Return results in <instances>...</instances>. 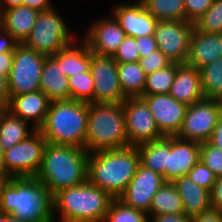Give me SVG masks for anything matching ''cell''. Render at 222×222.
Returning a JSON list of instances; mask_svg holds the SVG:
<instances>
[{
  "label": "cell",
  "instance_id": "1",
  "mask_svg": "<svg viewBox=\"0 0 222 222\" xmlns=\"http://www.w3.org/2000/svg\"><path fill=\"white\" fill-rule=\"evenodd\" d=\"M0 212L26 222H55L53 195L36 177L3 181L0 186Z\"/></svg>",
  "mask_w": 222,
  "mask_h": 222
},
{
  "label": "cell",
  "instance_id": "2",
  "mask_svg": "<svg viewBox=\"0 0 222 222\" xmlns=\"http://www.w3.org/2000/svg\"><path fill=\"white\" fill-rule=\"evenodd\" d=\"M140 164L137 146L89 153L87 180L112 198L124 192Z\"/></svg>",
  "mask_w": 222,
  "mask_h": 222
},
{
  "label": "cell",
  "instance_id": "3",
  "mask_svg": "<svg viewBox=\"0 0 222 222\" xmlns=\"http://www.w3.org/2000/svg\"><path fill=\"white\" fill-rule=\"evenodd\" d=\"M89 153L84 148L48 143L36 178L51 192L87 181Z\"/></svg>",
  "mask_w": 222,
  "mask_h": 222
},
{
  "label": "cell",
  "instance_id": "4",
  "mask_svg": "<svg viewBox=\"0 0 222 222\" xmlns=\"http://www.w3.org/2000/svg\"><path fill=\"white\" fill-rule=\"evenodd\" d=\"M112 198L88 180L53 195L54 220L58 222H104ZM57 218V219H56Z\"/></svg>",
  "mask_w": 222,
  "mask_h": 222
},
{
  "label": "cell",
  "instance_id": "5",
  "mask_svg": "<svg viewBox=\"0 0 222 222\" xmlns=\"http://www.w3.org/2000/svg\"><path fill=\"white\" fill-rule=\"evenodd\" d=\"M88 110V102L72 99L52 101L38 131L48 143L84 148Z\"/></svg>",
  "mask_w": 222,
  "mask_h": 222
},
{
  "label": "cell",
  "instance_id": "6",
  "mask_svg": "<svg viewBox=\"0 0 222 222\" xmlns=\"http://www.w3.org/2000/svg\"><path fill=\"white\" fill-rule=\"evenodd\" d=\"M122 103H89L84 149L88 152L128 147Z\"/></svg>",
  "mask_w": 222,
  "mask_h": 222
},
{
  "label": "cell",
  "instance_id": "7",
  "mask_svg": "<svg viewBox=\"0 0 222 222\" xmlns=\"http://www.w3.org/2000/svg\"><path fill=\"white\" fill-rule=\"evenodd\" d=\"M72 34L73 31L69 30L64 18L53 7L38 14L33 29L23 44L36 52L52 56L78 40Z\"/></svg>",
  "mask_w": 222,
  "mask_h": 222
},
{
  "label": "cell",
  "instance_id": "8",
  "mask_svg": "<svg viewBox=\"0 0 222 222\" xmlns=\"http://www.w3.org/2000/svg\"><path fill=\"white\" fill-rule=\"evenodd\" d=\"M46 55L19 43L13 53L12 67L7 76L10 98L40 90L41 71Z\"/></svg>",
  "mask_w": 222,
  "mask_h": 222
},
{
  "label": "cell",
  "instance_id": "9",
  "mask_svg": "<svg viewBox=\"0 0 222 222\" xmlns=\"http://www.w3.org/2000/svg\"><path fill=\"white\" fill-rule=\"evenodd\" d=\"M46 139L36 130L27 139L4 151V169L9 178L36 177L42 164Z\"/></svg>",
  "mask_w": 222,
  "mask_h": 222
},
{
  "label": "cell",
  "instance_id": "10",
  "mask_svg": "<svg viewBox=\"0 0 222 222\" xmlns=\"http://www.w3.org/2000/svg\"><path fill=\"white\" fill-rule=\"evenodd\" d=\"M221 115L218 100L204 98L193 103L187 106L177 137L198 143L208 142Z\"/></svg>",
  "mask_w": 222,
  "mask_h": 222
},
{
  "label": "cell",
  "instance_id": "11",
  "mask_svg": "<svg viewBox=\"0 0 222 222\" xmlns=\"http://www.w3.org/2000/svg\"><path fill=\"white\" fill-rule=\"evenodd\" d=\"M122 104L129 146H138L164 137L141 97H127Z\"/></svg>",
  "mask_w": 222,
  "mask_h": 222
},
{
  "label": "cell",
  "instance_id": "12",
  "mask_svg": "<svg viewBox=\"0 0 222 222\" xmlns=\"http://www.w3.org/2000/svg\"><path fill=\"white\" fill-rule=\"evenodd\" d=\"M90 72L94 80L93 103H122L127 98L121 90L118 63L112 56L91 52Z\"/></svg>",
  "mask_w": 222,
  "mask_h": 222
},
{
  "label": "cell",
  "instance_id": "13",
  "mask_svg": "<svg viewBox=\"0 0 222 222\" xmlns=\"http://www.w3.org/2000/svg\"><path fill=\"white\" fill-rule=\"evenodd\" d=\"M194 23L186 20L159 21L155 40L158 49L172 62L185 64Z\"/></svg>",
  "mask_w": 222,
  "mask_h": 222
},
{
  "label": "cell",
  "instance_id": "14",
  "mask_svg": "<svg viewBox=\"0 0 222 222\" xmlns=\"http://www.w3.org/2000/svg\"><path fill=\"white\" fill-rule=\"evenodd\" d=\"M165 182L162 175L139 164L135 175L118 200L128 207L148 214L153 196Z\"/></svg>",
  "mask_w": 222,
  "mask_h": 222
},
{
  "label": "cell",
  "instance_id": "15",
  "mask_svg": "<svg viewBox=\"0 0 222 222\" xmlns=\"http://www.w3.org/2000/svg\"><path fill=\"white\" fill-rule=\"evenodd\" d=\"M87 29L81 39L88 45L92 53L101 56H113L123 39L127 37L111 14L95 20L94 23L91 22Z\"/></svg>",
  "mask_w": 222,
  "mask_h": 222
},
{
  "label": "cell",
  "instance_id": "16",
  "mask_svg": "<svg viewBox=\"0 0 222 222\" xmlns=\"http://www.w3.org/2000/svg\"><path fill=\"white\" fill-rule=\"evenodd\" d=\"M148 105L160 133L165 137L177 136L183 124L187 105L169 94L140 96Z\"/></svg>",
  "mask_w": 222,
  "mask_h": 222
},
{
  "label": "cell",
  "instance_id": "17",
  "mask_svg": "<svg viewBox=\"0 0 222 222\" xmlns=\"http://www.w3.org/2000/svg\"><path fill=\"white\" fill-rule=\"evenodd\" d=\"M111 9V15L127 36L137 38L155 34L159 21L145 8L141 0L115 3Z\"/></svg>",
  "mask_w": 222,
  "mask_h": 222
},
{
  "label": "cell",
  "instance_id": "18",
  "mask_svg": "<svg viewBox=\"0 0 222 222\" xmlns=\"http://www.w3.org/2000/svg\"><path fill=\"white\" fill-rule=\"evenodd\" d=\"M200 146L201 143L195 141L168 137L167 182L187 175L200 160Z\"/></svg>",
  "mask_w": 222,
  "mask_h": 222
},
{
  "label": "cell",
  "instance_id": "19",
  "mask_svg": "<svg viewBox=\"0 0 222 222\" xmlns=\"http://www.w3.org/2000/svg\"><path fill=\"white\" fill-rule=\"evenodd\" d=\"M222 57V33H209L193 27L186 65L200 70Z\"/></svg>",
  "mask_w": 222,
  "mask_h": 222
},
{
  "label": "cell",
  "instance_id": "20",
  "mask_svg": "<svg viewBox=\"0 0 222 222\" xmlns=\"http://www.w3.org/2000/svg\"><path fill=\"white\" fill-rule=\"evenodd\" d=\"M50 100L41 91L15 95L10 98L8 110L38 130L44 123Z\"/></svg>",
  "mask_w": 222,
  "mask_h": 222
},
{
  "label": "cell",
  "instance_id": "21",
  "mask_svg": "<svg viewBox=\"0 0 222 222\" xmlns=\"http://www.w3.org/2000/svg\"><path fill=\"white\" fill-rule=\"evenodd\" d=\"M168 94L187 106L203 100L205 97L200 70L186 64H177L176 75Z\"/></svg>",
  "mask_w": 222,
  "mask_h": 222
},
{
  "label": "cell",
  "instance_id": "22",
  "mask_svg": "<svg viewBox=\"0 0 222 222\" xmlns=\"http://www.w3.org/2000/svg\"><path fill=\"white\" fill-rule=\"evenodd\" d=\"M39 13L25 5L8 8L0 13V27L17 42L23 43L33 29Z\"/></svg>",
  "mask_w": 222,
  "mask_h": 222
},
{
  "label": "cell",
  "instance_id": "23",
  "mask_svg": "<svg viewBox=\"0 0 222 222\" xmlns=\"http://www.w3.org/2000/svg\"><path fill=\"white\" fill-rule=\"evenodd\" d=\"M172 183L181 197L186 216L193 218L211 207L210 191L201 188L188 175L179 177Z\"/></svg>",
  "mask_w": 222,
  "mask_h": 222
},
{
  "label": "cell",
  "instance_id": "24",
  "mask_svg": "<svg viewBox=\"0 0 222 222\" xmlns=\"http://www.w3.org/2000/svg\"><path fill=\"white\" fill-rule=\"evenodd\" d=\"M40 90L52 101L71 100L68 77L62 74L61 66L46 56L41 71Z\"/></svg>",
  "mask_w": 222,
  "mask_h": 222
},
{
  "label": "cell",
  "instance_id": "25",
  "mask_svg": "<svg viewBox=\"0 0 222 222\" xmlns=\"http://www.w3.org/2000/svg\"><path fill=\"white\" fill-rule=\"evenodd\" d=\"M77 41L51 56L61 66L62 74L68 78L90 72L91 50L81 38Z\"/></svg>",
  "mask_w": 222,
  "mask_h": 222
},
{
  "label": "cell",
  "instance_id": "26",
  "mask_svg": "<svg viewBox=\"0 0 222 222\" xmlns=\"http://www.w3.org/2000/svg\"><path fill=\"white\" fill-rule=\"evenodd\" d=\"M140 155V164L159 173L167 182L168 166V137H162L152 142L137 146Z\"/></svg>",
  "mask_w": 222,
  "mask_h": 222
},
{
  "label": "cell",
  "instance_id": "27",
  "mask_svg": "<svg viewBox=\"0 0 222 222\" xmlns=\"http://www.w3.org/2000/svg\"><path fill=\"white\" fill-rule=\"evenodd\" d=\"M35 131L31 124L8 109L0 117V144L4 151L27 139Z\"/></svg>",
  "mask_w": 222,
  "mask_h": 222
},
{
  "label": "cell",
  "instance_id": "28",
  "mask_svg": "<svg viewBox=\"0 0 222 222\" xmlns=\"http://www.w3.org/2000/svg\"><path fill=\"white\" fill-rule=\"evenodd\" d=\"M179 213H184V210L178 190L172 182H165L152 198L149 219L153 216Z\"/></svg>",
  "mask_w": 222,
  "mask_h": 222
},
{
  "label": "cell",
  "instance_id": "29",
  "mask_svg": "<svg viewBox=\"0 0 222 222\" xmlns=\"http://www.w3.org/2000/svg\"><path fill=\"white\" fill-rule=\"evenodd\" d=\"M146 76L139 61L135 63H118L121 90L126 97H140L143 94Z\"/></svg>",
  "mask_w": 222,
  "mask_h": 222
},
{
  "label": "cell",
  "instance_id": "30",
  "mask_svg": "<svg viewBox=\"0 0 222 222\" xmlns=\"http://www.w3.org/2000/svg\"><path fill=\"white\" fill-rule=\"evenodd\" d=\"M145 8L158 20H186L184 0H141Z\"/></svg>",
  "mask_w": 222,
  "mask_h": 222
},
{
  "label": "cell",
  "instance_id": "31",
  "mask_svg": "<svg viewBox=\"0 0 222 222\" xmlns=\"http://www.w3.org/2000/svg\"><path fill=\"white\" fill-rule=\"evenodd\" d=\"M205 99L218 100L222 96V57L200 69Z\"/></svg>",
  "mask_w": 222,
  "mask_h": 222
},
{
  "label": "cell",
  "instance_id": "32",
  "mask_svg": "<svg viewBox=\"0 0 222 222\" xmlns=\"http://www.w3.org/2000/svg\"><path fill=\"white\" fill-rule=\"evenodd\" d=\"M177 63H171L166 68L152 72L146 76L145 88L141 96L168 94L173 84Z\"/></svg>",
  "mask_w": 222,
  "mask_h": 222
},
{
  "label": "cell",
  "instance_id": "33",
  "mask_svg": "<svg viewBox=\"0 0 222 222\" xmlns=\"http://www.w3.org/2000/svg\"><path fill=\"white\" fill-rule=\"evenodd\" d=\"M104 222H150L146 212L124 205L113 199L109 205Z\"/></svg>",
  "mask_w": 222,
  "mask_h": 222
},
{
  "label": "cell",
  "instance_id": "34",
  "mask_svg": "<svg viewBox=\"0 0 222 222\" xmlns=\"http://www.w3.org/2000/svg\"><path fill=\"white\" fill-rule=\"evenodd\" d=\"M71 99L93 103L94 80L91 72L78 73L68 78Z\"/></svg>",
  "mask_w": 222,
  "mask_h": 222
},
{
  "label": "cell",
  "instance_id": "35",
  "mask_svg": "<svg viewBox=\"0 0 222 222\" xmlns=\"http://www.w3.org/2000/svg\"><path fill=\"white\" fill-rule=\"evenodd\" d=\"M201 31L222 33V0H213L212 6L194 23Z\"/></svg>",
  "mask_w": 222,
  "mask_h": 222
},
{
  "label": "cell",
  "instance_id": "36",
  "mask_svg": "<svg viewBox=\"0 0 222 222\" xmlns=\"http://www.w3.org/2000/svg\"><path fill=\"white\" fill-rule=\"evenodd\" d=\"M200 160L217 177L222 176V150L215 148L208 142L201 143Z\"/></svg>",
  "mask_w": 222,
  "mask_h": 222
},
{
  "label": "cell",
  "instance_id": "37",
  "mask_svg": "<svg viewBox=\"0 0 222 222\" xmlns=\"http://www.w3.org/2000/svg\"><path fill=\"white\" fill-rule=\"evenodd\" d=\"M117 63H135L140 60L138 46L134 37H125L112 56Z\"/></svg>",
  "mask_w": 222,
  "mask_h": 222
},
{
  "label": "cell",
  "instance_id": "38",
  "mask_svg": "<svg viewBox=\"0 0 222 222\" xmlns=\"http://www.w3.org/2000/svg\"><path fill=\"white\" fill-rule=\"evenodd\" d=\"M187 175L201 188H204L208 191L211 190L217 179V176L207 166H205L201 160H199L192 167Z\"/></svg>",
  "mask_w": 222,
  "mask_h": 222
},
{
  "label": "cell",
  "instance_id": "39",
  "mask_svg": "<svg viewBox=\"0 0 222 222\" xmlns=\"http://www.w3.org/2000/svg\"><path fill=\"white\" fill-rule=\"evenodd\" d=\"M13 63V53H0V99L8 106L10 101L8 74Z\"/></svg>",
  "mask_w": 222,
  "mask_h": 222
},
{
  "label": "cell",
  "instance_id": "40",
  "mask_svg": "<svg viewBox=\"0 0 222 222\" xmlns=\"http://www.w3.org/2000/svg\"><path fill=\"white\" fill-rule=\"evenodd\" d=\"M139 63L146 75L169 66L172 62L158 49L146 57L140 58Z\"/></svg>",
  "mask_w": 222,
  "mask_h": 222
},
{
  "label": "cell",
  "instance_id": "41",
  "mask_svg": "<svg viewBox=\"0 0 222 222\" xmlns=\"http://www.w3.org/2000/svg\"><path fill=\"white\" fill-rule=\"evenodd\" d=\"M213 0H184L186 21L195 23L211 6Z\"/></svg>",
  "mask_w": 222,
  "mask_h": 222
},
{
  "label": "cell",
  "instance_id": "42",
  "mask_svg": "<svg viewBox=\"0 0 222 222\" xmlns=\"http://www.w3.org/2000/svg\"><path fill=\"white\" fill-rule=\"evenodd\" d=\"M135 42L138 46L140 58L146 57L151 52L158 50L157 41L154 35L137 37Z\"/></svg>",
  "mask_w": 222,
  "mask_h": 222
},
{
  "label": "cell",
  "instance_id": "43",
  "mask_svg": "<svg viewBox=\"0 0 222 222\" xmlns=\"http://www.w3.org/2000/svg\"><path fill=\"white\" fill-rule=\"evenodd\" d=\"M191 222H222V210L210 207L200 215L191 218Z\"/></svg>",
  "mask_w": 222,
  "mask_h": 222
},
{
  "label": "cell",
  "instance_id": "44",
  "mask_svg": "<svg viewBox=\"0 0 222 222\" xmlns=\"http://www.w3.org/2000/svg\"><path fill=\"white\" fill-rule=\"evenodd\" d=\"M19 44L7 31L0 27V53H14Z\"/></svg>",
  "mask_w": 222,
  "mask_h": 222
},
{
  "label": "cell",
  "instance_id": "45",
  "mask_svg": "<svg viewBox=\"0 0 222 222\" xmlns=\"http://www.w3.org/2000/svg\"><path fill=\"white\" fill-rule=\"evenodd\" d=\"M210 204L211 207L222 210V176L217 177L210 190Z\"/></svg>",
  "mask_w": 222,
  "mask_h": 222
},
{
  "label": "cell",
  "instance_id": "46",
  "mask_svg": "<svg viewBox=\"0 0 222 222\" xmlns=\"http://www.w3.org/2000/svg\"><path fill=\"white\" fill-rule=\"evenodd\" d=\"M150 222H191V218L184 213L164 214L151 217Z\"/></svg>",
  "mask_w": 222,
  "mask_h": 222
},
{
  "label": "cell",
  "instance_id": "47",
  "mask_svg": "<svg viewBox=\"0 0 222 222\" xmlns=\"http://www.w3.org/2000/svg\"><path fill=\"white\" fill-rule=\"evenodd\" d=\"M208 143L214 146L215 148L222 150V115L220 116L218 123L213 129Z\"/></svg>",
  "mask_w": 222,
  "mask_h": 222
},
{
  "label": "cell",
  "instance_id": "48",
  "mask_svg": "<svg viewBox=\"0 0 222 222\" xmlns=\"http://www.w3.org/2000/svg\"><path fill=\"white\" fill-rule=\"evenodd\" d=\"M51 2L50 0H23V5L41 12L53 8L54 5Z\"/></svg>",
  "mask_w": 222,
  "mask_h": 222
},
{
  "label": "cell",
  "instance_id": "49",
  "mask_svg": "<svg viewBox=\"0 0 222 222\" xmlns=\"http://www.w3.org/2000/svg\"><path fill=\"white\" fill-rule=\"evenodd\" d=\"M23 5V0H0V13L8 8Z\"/></svg>",
  "mask_w": 222,
  "mask_h": 222
},
{
  "label": "cell",
  "instance_id": "50",
  "mask_svg": "<svg viewBox=\"0 0 222 222\" xmlns=\"http://www.w3.org/2000/svg\"><path fill=\"white\" fill-rule=\"evenodd\" d=\"M9 177L6 174V171L4 169V150L0 144V180L6 181Z\"/></svg>",
  "mask_w": 222,
  "mask_h": 222
},
{
  "label": "cell",
  "instance_id": "51",
  "mask_svg": "<svg viewBox=\"0 0 222 222\" xmlns=\"http://www.w3.org/2000/svg\"><path fill=\"white\" fill-rule=\"evenodd\" d=\"M5 222H26L23 219H19L18 217L9 215Z\"/></svg>",
  "mask_w": 222,
  "mask_h": 222
},
{
  "label": "cell",
  "instance_id": "52",
  "mask_svg": "<svg viewBox=\"0 0 222 222\" xmlns=\"http://www.w3.org/2000/svg\"><path fill=\"white\" fill-rule=\"evenodd\" d=\"M7 109V105L0 99V117Z\"/></svg>",
  "mask_w": 222,
  "mask_h": 222
},
{
  "label": "cell",
  "instance_id": "53",
  "mask_svg": "<svg viewBox=\"0 0 222 222\" xmlns=\"http://www.w3.org/2000/svg\"><path fill=\"white\" fill-rule=\"evenodd\" d=\"M9 215L10 214H6V213H1L0 212V222H5Z\"/></svg>",
  "mask_w": 222,
  "mask_h": 222
},
{
  "label": "cell",
  "instance_id": "54",
  "mask_svg": "<svg viewBox=\"0 0 222 222\" xmlns=\"http://www.w3.org/2000/svg\"><path fill=\"white\" fill-rule=\"evenodd\" d=\"M218 101H219L220 109L222 111V96L218 99Z\"/></svg>",
  "mask_w": 222,
  "mask_h": 222
}]
</instances>
